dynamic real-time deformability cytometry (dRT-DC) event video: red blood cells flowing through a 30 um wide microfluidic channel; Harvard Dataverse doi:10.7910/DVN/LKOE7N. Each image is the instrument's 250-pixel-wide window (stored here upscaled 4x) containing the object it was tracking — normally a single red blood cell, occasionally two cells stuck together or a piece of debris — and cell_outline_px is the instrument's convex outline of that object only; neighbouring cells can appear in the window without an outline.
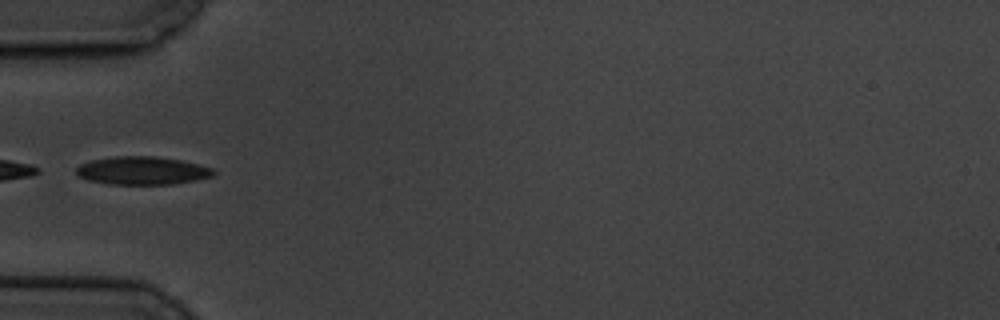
{"species": "common noctule bat (a hibernating species)", "species_latin": "Nyctalus noctula", "temperature_condition": "cold", "stored_images_in_passage": 6, "camera_frame_rate_fps": 3000, "um_per_image_px": 0.085, "animal": {"sex": "male", "body_mass_g": 19.5, "forearm_length_mm": 54.6}, "frame": {"image": 1, "passage_image": 6, "time_ms": 5.667, "image_size_px": [1000, 320], "cell_outline_px": [[216, 172], [212, 176], [196, 180], [172, 184], [108, 184], [88, 180], [76, 176], [76, 168], [80, 164], [92, 160], [116, 156], [156, 156], [180, 160], [212, 168]], "centroid_in_image_um": [12.06, 14.5], "position_along_channel_um": 72.9, "area_um2": 22.43}}